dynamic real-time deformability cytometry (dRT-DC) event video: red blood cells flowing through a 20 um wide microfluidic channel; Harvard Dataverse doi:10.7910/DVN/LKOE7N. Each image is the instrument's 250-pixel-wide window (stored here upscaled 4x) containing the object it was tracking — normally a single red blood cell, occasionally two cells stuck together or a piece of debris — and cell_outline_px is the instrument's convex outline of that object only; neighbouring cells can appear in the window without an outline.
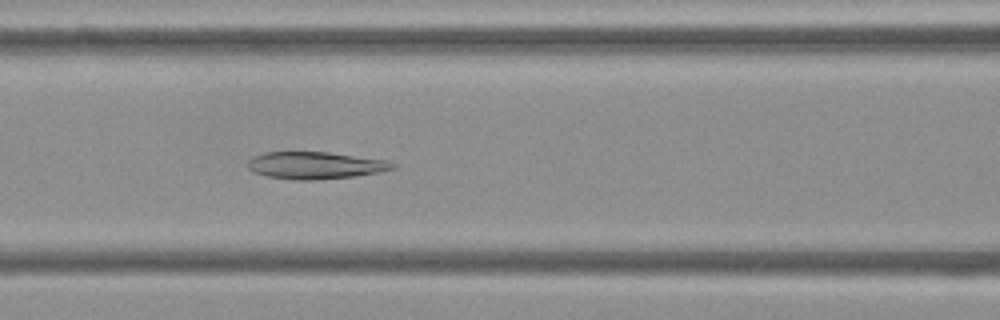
{"species": "Egyptian fruit bat (a non-hibernating species)", "species_latin": "Rousettus aegyptiacus", "temperature_condition": "cold", "stored_images_in_passage": 49, "camera_frame_rate_fps": 3000, "um_per_image_px": 0.085, "frame": {"image": 1, "passage_image": 18, "time_ms": 5.667, "image_size_px": [1000, 320], "cell_outline_px": [[396, 168], [356, 176], [320, 180], [292, 180], [268, 176], [252, 172], [248, 168], [248, 160], [252, 156], [264, 152], [328, 152], [388, 160], [396, 164]], "centroid_in_image_um": [26.78, 14.06], "position_along_channel_um": 139.8, "area_um2": 23.12}}
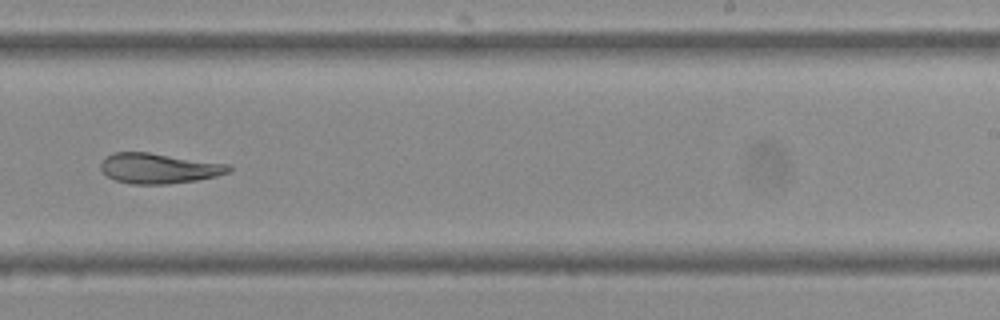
{"frame": {"image": 2, "passage_image": 29, "time_ms": 9.333, "image_size_px": [1000, 320], "cell_outline_px": [[232, 172], [216, 176], [196, 180], [168, 184], [132, 184], [116, 180], [108, 176], [100, 168], [100, 164], [104, 156], [112, 152], [148, 152], [228, 164], [232, 168]], "centroid_in_image_um": [13.49, 14.3], "position_along_channel_um": 275.5, "area_um2": 22.6}}
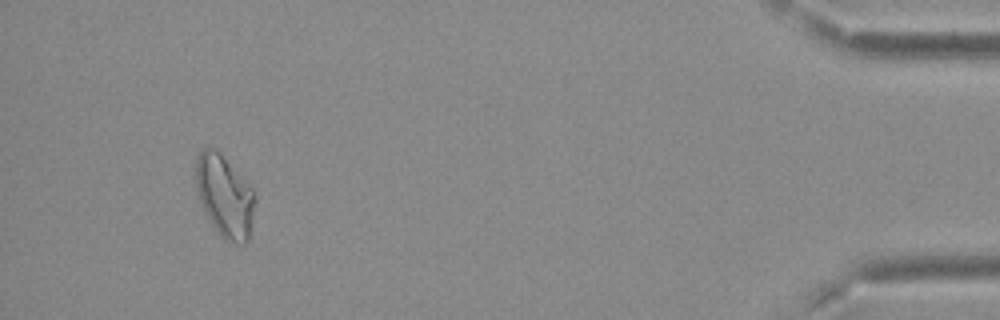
{"frame": {"image": 3, "passage_image": 46, "time_ms": 15.0, "image_size_px": [1000, 320], "cell_outline_px": [[256, 200], [248, 240], [244, 244], [236, 244], [224, 240], [220, 236], [212, 224], [200, 200], [196, 188], [196, 156], [204, 148], [212, 148], [220, 152], [256, 192]], "centroid_in_image_um": [19.12, 16.68], "position_along_channel_um": 416.1, "area_um2": 28.21}, "authors_computed_cell_mechanics": {"area_um2": 24.6806, "velocity_mm_per_s": 3.7142, "shape_relaxation_time_tau1_ms": null, "shape_relaxation_time_tau2_ms": 9.6457, "deformation_change_tau1": null, "deformation_change_tau2": 0.148}}